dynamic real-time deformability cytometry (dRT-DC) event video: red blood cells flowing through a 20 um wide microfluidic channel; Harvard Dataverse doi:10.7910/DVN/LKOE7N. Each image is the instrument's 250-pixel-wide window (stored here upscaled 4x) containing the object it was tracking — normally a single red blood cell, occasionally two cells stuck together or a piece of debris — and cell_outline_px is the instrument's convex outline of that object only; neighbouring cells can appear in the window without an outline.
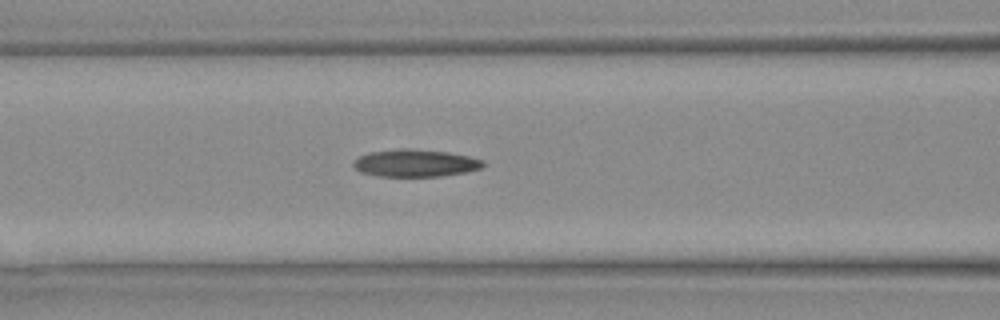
{"species": "Egyptian fruit bat (a non-hibernating species)", "species_latin": "Rousettus aegyptiacus", "temperature_condition": "warm", "stored_images_in_passage": 21, "camera_frame_rate_fps": 3000, "um_per_image_px": 0.085, "animal": {"sex": "female"}, "frame": {"image": 1, "passage_image": 7, "time_ms": 2.0, "image_size_px": [1000, 320], "cell_outline_px": [[484, 164], [480, 168], [468, 172], [440, 176], [380, 176], [360, 172], [352, 164], [360, 156], [372, 152], [408, 148], [448, 152], [468, 156], [484, 160]], "centroid_in_image_um": [35.34, 13.87], "position_along_channel_um": 131.3, "area_um2": 20.4}}